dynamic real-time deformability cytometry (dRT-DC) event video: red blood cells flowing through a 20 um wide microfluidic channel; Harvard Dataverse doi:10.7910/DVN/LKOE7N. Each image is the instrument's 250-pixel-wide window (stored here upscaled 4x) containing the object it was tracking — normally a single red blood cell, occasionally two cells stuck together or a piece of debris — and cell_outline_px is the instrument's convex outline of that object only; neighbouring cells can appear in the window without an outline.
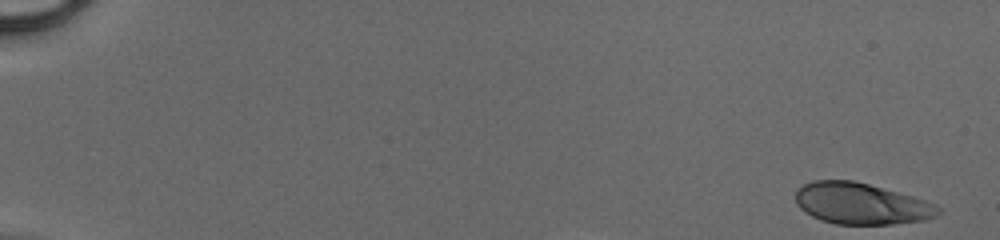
{"species": "human", "species_latin": "Homo sapiens", "temperature_condition": "cold", "stored_images_in_passage": 33, "camera_frame_rate_fps": 3000, "um_per_image_px": 0.085, "donor": {"sex": "male"}, "frame": {"image": 1, "passage_image": 1, "time_ms": 0.0, "image_size_px": [1000, 240], "cell_outline_px": [[940, 212], [936, 216], [924, 220], [892, 224], [836, 224], [820, 220], [804, 212], [796, 204], [796, 188], [812, 180], [852, 180], [868, 184], [912, 196], [924, 200], [940, 208]], "centroid_in_image_um": [73.14, 17.31], "position_along_channel_um": 11.9, "area_um2": 34.22}}
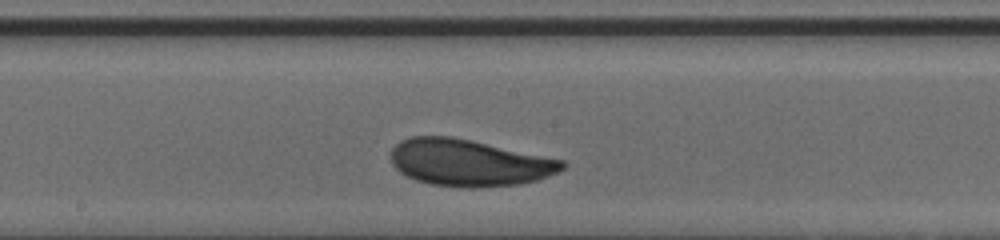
{"frame": {"image": 2, "passage_image": 20, "time_ms": 6.333, "image_size_px": [1000, 240], "cell_outline_px": [[568, 164], [564, 168], [548, 176], [536, 180], [516, 184], [472, 188], [432, 184], [416, 180], [400, 172], [392, 164], [392, 148], [400, 140], [412, 136], [452, 136], [472, 140], [564, 160]], "centroid_in_image_um": [39.87, 13.82], "position_along_channel_um": 208.3, "area_um2": 46.47}}
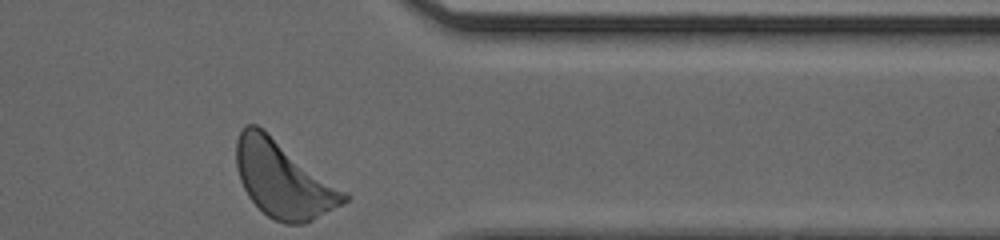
{"frame": {"image": 3, "passage_image": 33, "time_ms": 10.667, "image_size_px": [1000, 240], "cell_outline_px": [[348, 200], [312, 220], [304, 224], [284, 224], [272, 220], [248, 196], [240, 180], [236, 168], [236, 140], [240, 132], [248, 124], [256, 124], [348, 192]], "centroid_in_image_um": [24.07, 15.26], "position_along_channel_um": 387.3, "area_um2": 47.51}}